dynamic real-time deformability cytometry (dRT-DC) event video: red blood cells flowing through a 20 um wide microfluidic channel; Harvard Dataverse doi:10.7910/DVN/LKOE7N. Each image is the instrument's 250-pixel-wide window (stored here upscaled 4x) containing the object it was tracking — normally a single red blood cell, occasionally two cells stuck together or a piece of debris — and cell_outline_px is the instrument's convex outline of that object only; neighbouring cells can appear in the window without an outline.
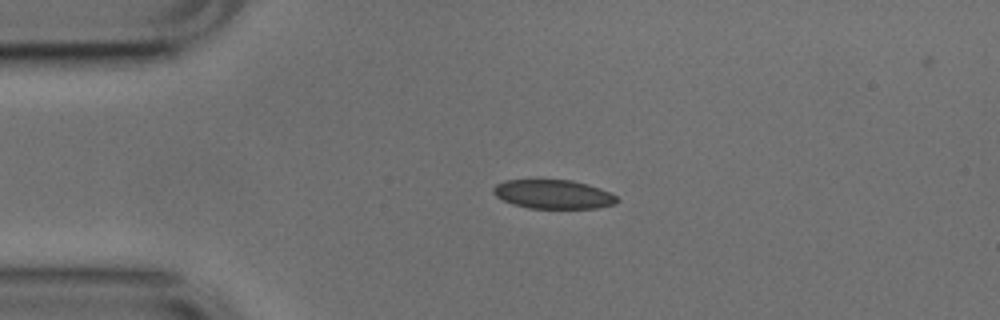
{"species": "common noctule bat (a hibernating species)", "species_latin": "Nyctalus noctula", "temperature_condition": "cold", "stored_images_in_passage": 4, "camera_frame_rate_fps": 3000, "um_per_image_px": 0.085, "animal": {"sex": "male", "body_mass_g": 17.9, "forearm_length_mm": 54.2}, "frame": {"image": 1, "passage_image": 2, "time_ms": 0.333, "image_size_px": [1000, 320], "cell_outline_px": [[620, 200], [616, 204], [596, 208], [528, 208], [512, 204], [496, 196], [492, 192], [492, 188], [496, 184], [504, 180], [572, 180], [588, 184], [600, 188], [616, 196]], "centroid_in_image_um": [47.03, 16.51], "position_along_channel_um": 38.0, "area_um2": 20.92}}